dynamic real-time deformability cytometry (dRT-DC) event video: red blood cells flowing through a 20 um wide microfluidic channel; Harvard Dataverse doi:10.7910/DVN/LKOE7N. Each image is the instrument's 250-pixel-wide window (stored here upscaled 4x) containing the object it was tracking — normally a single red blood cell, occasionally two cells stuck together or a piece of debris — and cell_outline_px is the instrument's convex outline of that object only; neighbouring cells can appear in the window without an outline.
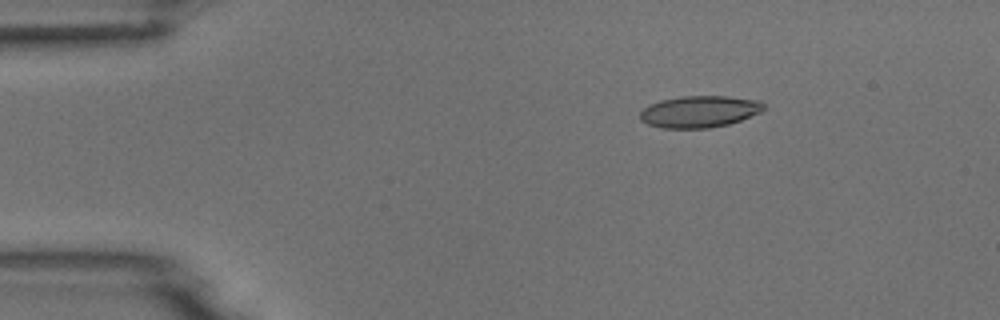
{"species": "common noctule bat (a hibernating species)", "species_latin": "Nyctalus noctula", "temperature_condition": "room temperature", "stored_images_in_passage": 5, "camera_frame_rate_fps": 3000, "um_per_image_px": 0.085, "animal": {"sex": "male", "body_mass_g": 18.8}, "frame": {"image": 1, "passage_image": 3, "time_ms": 2.333, "image_size_px": [1000, 320], "cell_outline_px": [[764, 108], [760, 112], [740, 120], [728, 124], [708, 128], [664, 128], [648, 124], [640, 120], [640, 112], [648, 104], [660, 100], [680, 96], [728, 96], [760, 100], [764, 104]], "centroid_in_image_um": [59.43, 9.47], "position_along_channel_um": 25.6, "area_um2": 22.89}}